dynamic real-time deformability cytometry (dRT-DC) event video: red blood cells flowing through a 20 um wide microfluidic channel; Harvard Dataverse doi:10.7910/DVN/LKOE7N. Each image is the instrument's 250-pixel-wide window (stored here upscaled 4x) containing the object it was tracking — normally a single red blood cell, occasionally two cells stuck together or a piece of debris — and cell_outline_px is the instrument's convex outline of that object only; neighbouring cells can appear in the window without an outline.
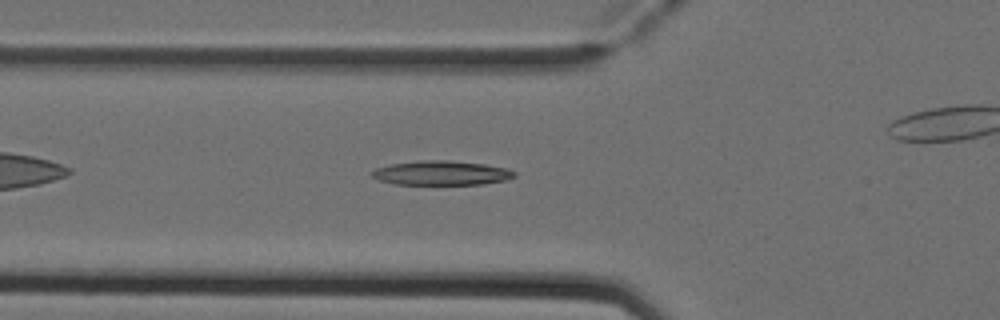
{"species": "Egyptian fruit bat (a non-hibernating species)", "species_latin": "Rousettus aegyptiacus", "temperature_condition": "cold", "stored_images_in_passage": 28, "camera_frame_rate_fps": 3000, "um_per_image_px": 0.085, "animal": {"sex": "female"}, "frame": {"image": 1, "passage_image": 2, "time_ms": 0.333, "image_size_px": [1000, 320], "cell_outline_px": [[516, 176], [508, 180], [480, 184], [396, 184], [380, 180], [372, 176], [372, 172], [376, 168], [392, 164], [416, 160], [448, 160], [484, 164], [508, 168], [516, 172]], "centroid_in_image_um": [37.57, 14.69], "position_along_channel_um": 88.2, "area_um2": 20.17}}
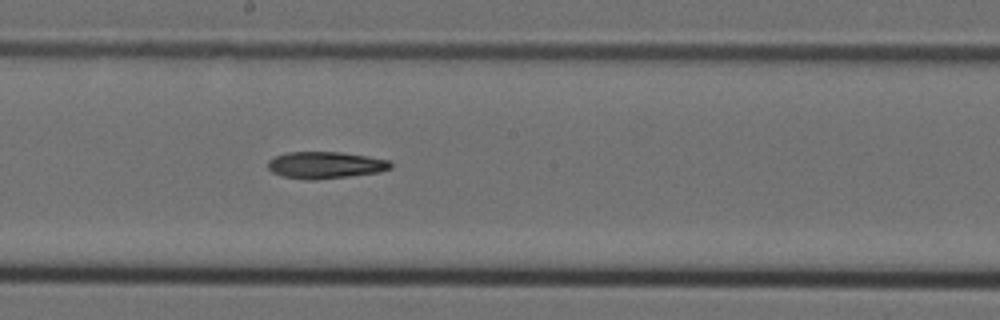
{"frame": {"image": 2, "passage_image": 12, "time_ms": 3.667, "image_size_px": [1000, 320], "cell_outline_px": [[392, 168], [380, 172], [316, 180], [304, 180], [284, 176], [272, 172], [268, 168], [268, 160], [276, 156], [288, 152], [340, 152], [368, 156], [392, 160]], "centroid_in_image_um": [27.69, 14.03], "position_along_channel_um": 220.5, "area_um2": 19.31}}
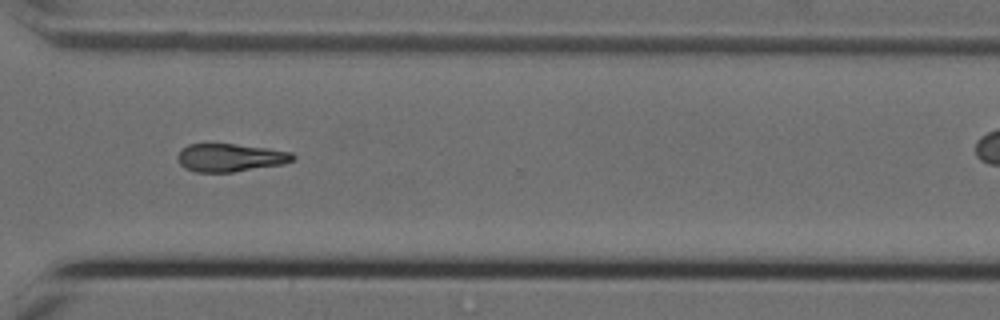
{"frame": {"image": 3, "passage_image": 22, "time_ms": 7.0, "image_size_px": [1000, 320], "cell_outline_px": [[296, 156], [292, 160], [284, 164], [232, 172], [196, 172], [184, 168], [180, 164], [176, 156], [188, 144], [236, 144], [268, 148], [292, 152]], "centroid_in_image_um": [19.58, 13.4], "position_along_channel_um": 351.0, "area_um2": 18.79}}